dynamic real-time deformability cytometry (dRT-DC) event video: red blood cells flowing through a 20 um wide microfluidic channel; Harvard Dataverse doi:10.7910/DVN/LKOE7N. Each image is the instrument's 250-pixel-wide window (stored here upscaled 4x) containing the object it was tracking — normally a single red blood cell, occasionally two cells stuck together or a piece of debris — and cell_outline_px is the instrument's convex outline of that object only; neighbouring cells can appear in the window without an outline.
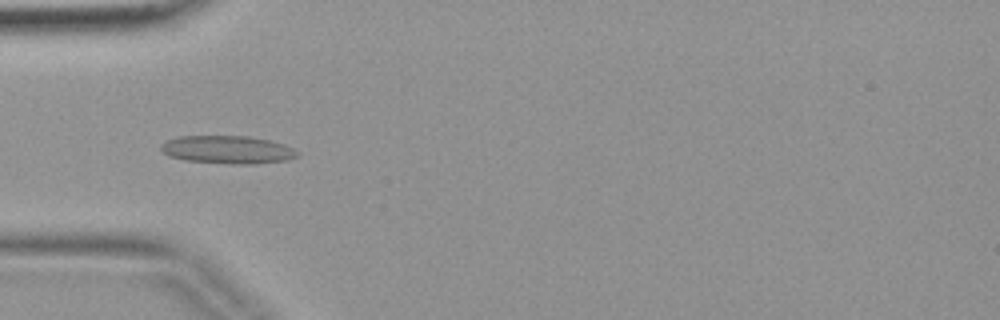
{"species": "common noctule bat (a hibernating species)", "species_latin": "Nyctalus noctula", "temperature_condition": "warm", "stored_images_in_passage": 5, "camera_frame_rate_fps": 3000, "um_per_image_px": 0.085, "animal": {"sex": "female", "body_mass_g": 19.9}, "frame": {"image": 1, "passage_image": 4, "time_ms": 1.0, "image_size_px": [1000, 320], "cell_outline_px": [[300, 156], [288, 160], [256, 164], [232, 164], [184, 160], [168, 156], [160, 148], [160, 144], [176, 136], [248, 136], [268, 140], [284, 144], [300, 152]], "centroid_in_image_um": [19.36, 12.73], "position_along_channel_um": 65.6, "area_um2": 22.43}}